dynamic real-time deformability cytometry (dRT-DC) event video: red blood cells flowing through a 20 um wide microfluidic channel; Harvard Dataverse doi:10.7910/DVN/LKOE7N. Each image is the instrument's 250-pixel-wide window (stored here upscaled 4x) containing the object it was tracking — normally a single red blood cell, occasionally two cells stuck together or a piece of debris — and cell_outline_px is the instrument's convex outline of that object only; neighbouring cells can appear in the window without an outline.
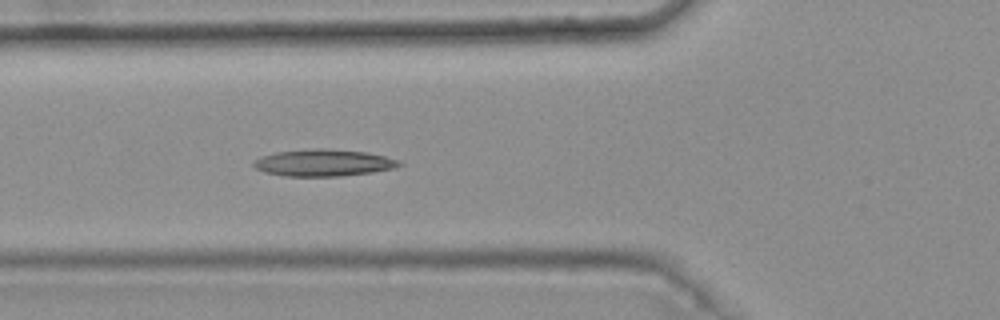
{"species": "common noctule bat (a hibernating species)", "species_latin": "Nyctalus noctula", "temperature_condition": "warm", "stored_images_in_passage": 5, "camera_frame_rate_fps": 3000, "um_per_image_px": 0.085, "animal": {"sex": "female", "body_mass_g": 25.1}, "frame": {"image": 1, "passage_image": 5, "time_ms": 1.333, "image_size_px": [1000, 320], "cell_outline_px": [[404, 164], [396, 168], [372, 172], [340, 176], [284, 176], [264, 172], [256, 168], [252, 164], [252, 160], [260, 156], [276, 152], [316, 148], [324, 148], [368, 152], [400, 160]], "centroid_in_image_um": [27.5, 13.83], "position_along_channel_um": 98.3, "area_um2": 23.0}}